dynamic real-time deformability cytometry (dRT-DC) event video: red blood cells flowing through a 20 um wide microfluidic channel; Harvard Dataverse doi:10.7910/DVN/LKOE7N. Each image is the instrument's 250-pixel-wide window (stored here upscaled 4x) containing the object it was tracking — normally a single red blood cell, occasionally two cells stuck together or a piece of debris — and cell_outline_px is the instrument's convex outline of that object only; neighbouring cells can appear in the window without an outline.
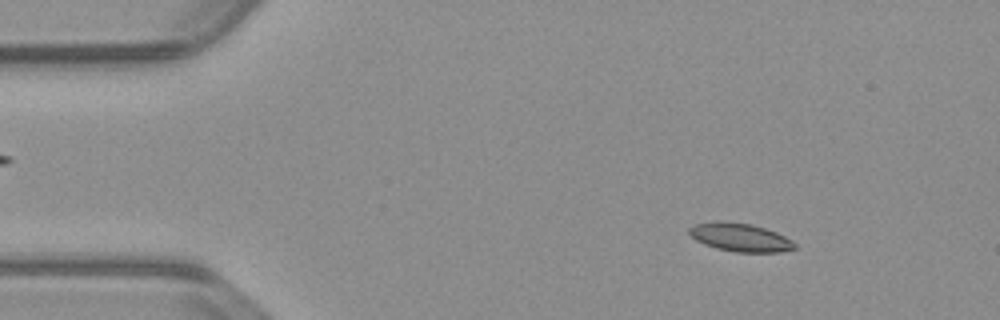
{"species": "common noctule bat (a hibernating species)", "species_latin": "Nyctalus noctula", "temperature_condition": "warm", "stored_images_in_passage": 54, "camera_frame_rate_fps": 3000, "um_per_image_px": 0.085, "animal": {"sex": "male", "body_mass_g": 23.1, "forearm_length_mm": 52.7}, "frame": {"image": 1, "passage_image": 7, "time_ms": 2.0, "image_size_px": [1000, 320], "cell_outline_px": [[796, 248], [780, 252], [736, 252], [716, 248], [704, 244], [696, 240], [688, 232], [688, 228], [692, 224], [716, 220], [724, 220], [752, 224], [776, 232], [792, 240], [796, 244]], "centroid_in_image_um": [62.88, 20.15], "position_along_channel_um": 22.1, "area_um2": 17.63}}
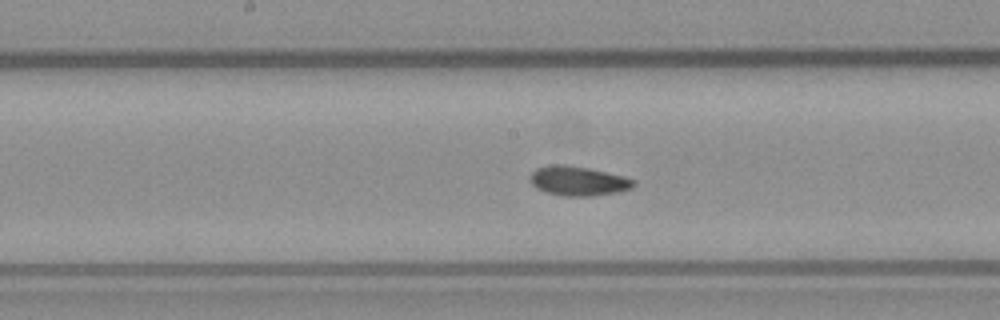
{"frame": {"image": 2, "passage_image": 27, "time_ms": 8.667, "image_size_px": [1000, 320], "cell_outline_px": [[636, 184], [632, 188], [620, 192], [592, 196], [564, 196], [548, 192], [536, 188], [528, 180], [528, 176], [536, 168], [556, 164], [568, 164], [588, 168], [624, 176], [636, 180]], "centroid_in_image_um": [49.15, 15.38], "position_along_channel_um": 199.0, "area_um2": 17.98}}
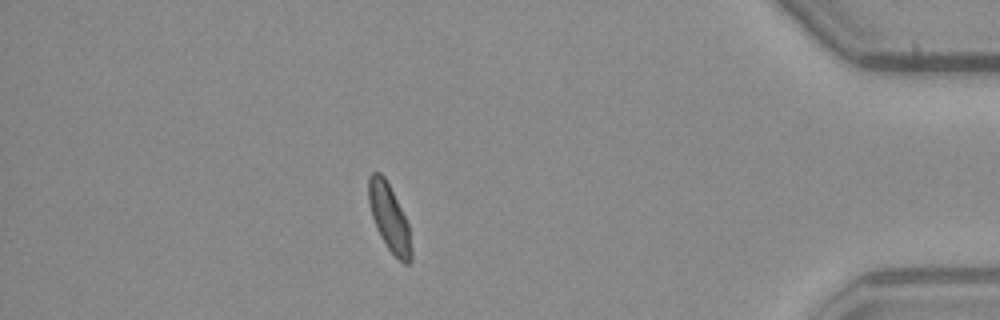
{"frame": {"image": 3, "passage_image": 47, "time_ms": 15.333, "image_size_px": [1000, 320], "cell_outline_px": [[412, 260], [408, 264], [404, 264], [388, 248], [376, 228], [372, 216], [368, 200], [368, 176], [372, 172], [380, 172], [384, 176], [408, 224], [412, 248]], "centroid_in_image_um": [33.08, 18.51], "position_along_channel_um": 402.1, "area_um2": 16.36}, "authors_computed_cell_mechanics": {"area_um2": 16.8776, "velocity_mm_per_s": 3.7901, "shape_relaxation_time_tau1_ms": null, "shape_relaxation_time_tau2_ms": 4.0585, "deformation_change_tau1": null, "deformation_change_tau2": 0.0815}}